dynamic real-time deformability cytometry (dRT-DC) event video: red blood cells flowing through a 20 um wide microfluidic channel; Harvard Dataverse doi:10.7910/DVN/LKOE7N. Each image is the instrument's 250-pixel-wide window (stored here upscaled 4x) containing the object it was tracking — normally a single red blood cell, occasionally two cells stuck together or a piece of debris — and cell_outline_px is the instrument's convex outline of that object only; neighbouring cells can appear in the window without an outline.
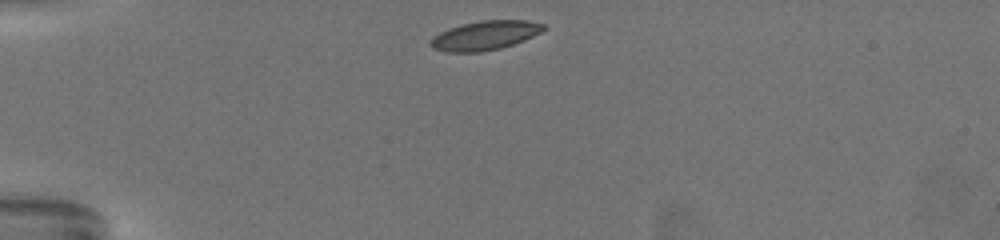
{"species": "common noctule bat (a hibernating species)", "species_latin": "Nyctalus noctula", "temperature_condition": "warm", "stored_images_in_passage": 37, "camera_frame_rate_fps": 3000, "um_per_image_px": 0.085, "animal": {"sex": "female", "body_mass_g": 19.5, "forearm_length_mm": 54.1}, "frame": {"image": 1, "passage_image": 1, "time_ms": 0.0, "image_size_px": [1000, 240], "cell_outline_px": [[548, 28], [524, 40], [500, 48], [480, 52], [444, 52], [432, 48], [428, 44], [432, 36], [448, 28], [460, 24], [480, 20], [528, 20], [544, 24]], "centroid_in_image_um": [41.18, 3.01], "position_along_channel_um": 43.8, "area_um2": 19.42}}
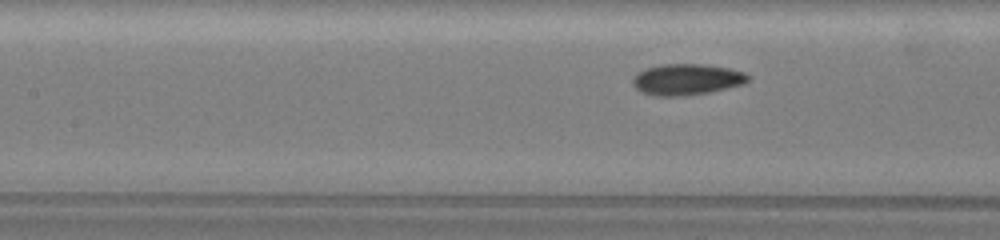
{"frame": {"image": 2, "passage_image": 14, "time_ms": 4.333, "image_size_px": [1000, 240], "cell_outline_px": [[748, 80], [744, 84], [708, 92], [676, 96], [660, 96], [640, 92], [632, 84], [632, 80], [644, 68], [660, 64], [708, 64], [728, 68], [744, 72], [748, 76]], "centroid_in_image_um": [58.36, 6.74], "position_along_channel_um": 149.0, "area_um2": 20.75}}
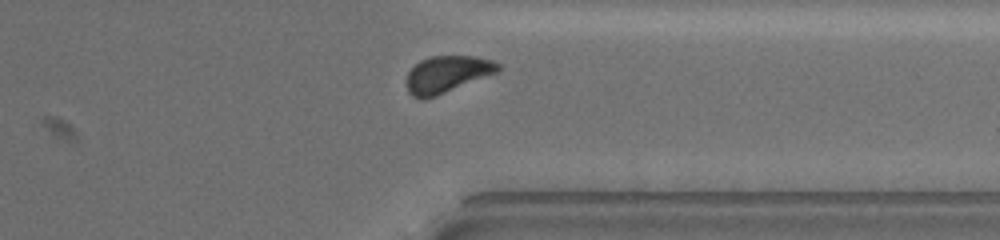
{"frame": {"image": 3, "passage_image": 34, "time_ms": 11.0, "image_size_px": [1000, 240], "cell_outline_px": [[500, 68], [496, 72], [436, 96], [424, 100], [412, 96], [408, 92], [408, 72], [420, 60], [428, 56], [476, 56], [492, 60], [500, 64]], "centroid_in_image_um": [37.98, 6.3], "position_along_channel_um": 373.4, "area_um2": 19.36}, "authors_computed_cell_mechanics": {"area_um2": 20.1144, "velocity_mm_per_s": 3.376, "shape_relaxation_time_tau1_ms": 2.3934, "shape_relaxation_time_tau2_ms": 1.5602, "deformation_change_tau1": 0.1243, "deformation_change_tau2": 0.0693}}